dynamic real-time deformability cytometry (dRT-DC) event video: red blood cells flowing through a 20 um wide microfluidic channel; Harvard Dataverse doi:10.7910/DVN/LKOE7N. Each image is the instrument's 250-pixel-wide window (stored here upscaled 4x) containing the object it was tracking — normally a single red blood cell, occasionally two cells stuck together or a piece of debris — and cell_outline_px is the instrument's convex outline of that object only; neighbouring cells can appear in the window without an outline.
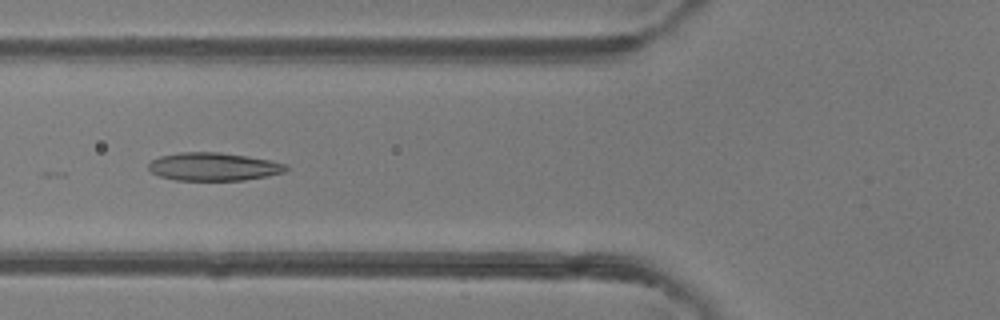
{"species": "common noctule bat (a hibernating species)", "species_latin": "Nyctalus noctula", "temperature_condition": "room temperature", "stored_images_in_passage": 6, "camera_frame_rate_fps": 3000, "um_per_image_px": 0.085, "animal": {"sex": "female"}, "frame": {"image": 1, "passage_image": 6, "time_ms": 5.667, "image_size_px": [1000, 320], "cell_outline_px": [[288, 172], [268, 176], [244, 180], [176, 180], [160, 176], [152, 172], [148, 168], [148, 164], [152, 160], [160, 156], [180, 152], [220, 152], [268, 160], [288, 164]], "centroid_in_image_um": [18.18, 14.17], "position_along_channel_um": 107.6, "area_um2": 22.48}}